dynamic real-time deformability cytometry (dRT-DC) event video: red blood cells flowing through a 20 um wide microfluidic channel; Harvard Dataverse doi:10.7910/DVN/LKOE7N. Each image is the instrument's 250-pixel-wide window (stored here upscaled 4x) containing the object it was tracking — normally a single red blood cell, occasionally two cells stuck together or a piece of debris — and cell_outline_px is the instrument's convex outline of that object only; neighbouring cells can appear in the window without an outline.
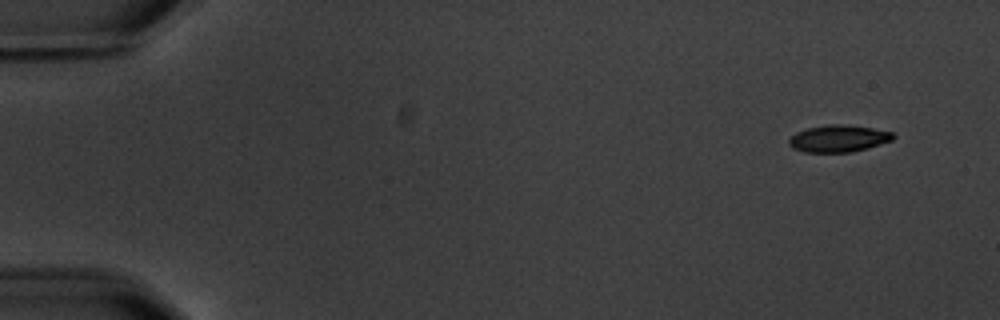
{"species": "common noctule bat (a hibernating species)", "species_latin": "Nyctalus noctula", "temperature_condition": "warm", "stored_images_in_passage": 4, "camera_frame_rate_fps": 3000, "um_per_image_px": 0.085, "animal": {"sex": "male", "body_mass_g": 20.1, "forearm_length_mm": 53.5}, "frame": {"image": 1, "passage_image": 1, "time_ms": 0.0, "image_size_px": [1000, 320], "cell_outline_px": [[896, 136], [892, 140], [868, 148], [852, 152], [804, 152], [792, 148], [788, 144], [788, 140], [796, 132], [808, 128], [828, 124], [848, 124], [872, 128], [892, 132]], "centroid_in_image_um": [71.27, 11.77], "position_along_channel_um": 13.7, "area_um2": 16.47}}
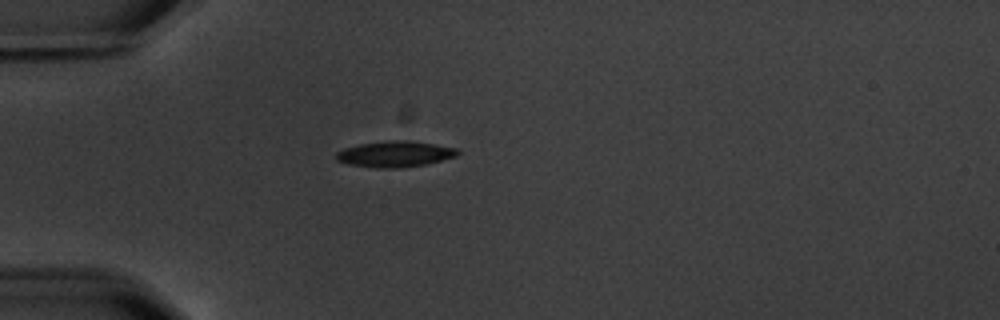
{"frame": {"image": 2, "passage_image": 4, "time_ms": 4.333, "image_size_px": [1000, 320], "cell_outline_px": [[460, 152], [456, 156], [424, 164], [400, 168], [376, 168], [348, 164], [336, 160], [336, 152], [344, 148], [360, 144], [388, 140], [408, 140], [456, 148]], "centroid_in_image_um": [33.53, 13.09], "position_along_channel_um": 51.5, "area_um2": 18.21}}